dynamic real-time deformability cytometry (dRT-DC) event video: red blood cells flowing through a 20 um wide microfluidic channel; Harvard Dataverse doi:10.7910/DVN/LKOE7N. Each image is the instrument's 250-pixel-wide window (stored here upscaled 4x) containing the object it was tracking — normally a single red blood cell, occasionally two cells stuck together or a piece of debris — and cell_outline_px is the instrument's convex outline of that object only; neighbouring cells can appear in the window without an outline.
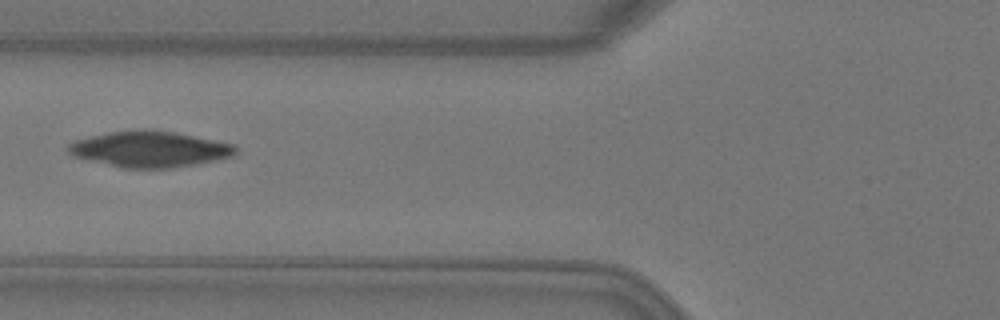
{"species": "Egyptian fruit bat (a non-hibernating species)", "species_latin": "Rousettus aegyptiacus", "temperature_condition": "warm", "stored_images_in_passage": 3, "camera_frame_rate_fps": 3000, "um_per_image_px": 0.085, "animal": {"sex": "female"}, "frame": {"image": 1, "passage_image": 2, "time_ms": 0.333, "image_size_px": [1000, 320], "cell_outline_px": [[236, 156], [196, 164], [172, 168], [124, 168], [72, 156], [68, 152], [68, 144], [76, 140], [108, 132], [144, 128], [156, 128], [236, 144]], "centroid_in_image_um": [12.77, 12.66], "position_along_channel_um": 113.0, "area_um2": 35.43}}
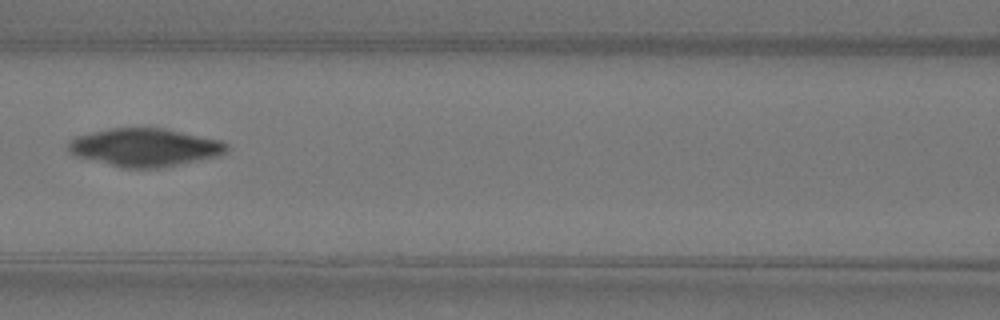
{"frame": {"image": 2, "passage_image": 3, "time_ms": 0.667, "image_size_px": [1000, 320], "cell_outline_px": [[228, 148], [220, 156], [160, 168], [124, 168], [76, 156], [68, 148], [68, 144], [76, 136], [92, 132], [112, 128], [164, 128], [224, 140], [228, 144]], "centroid_in_image_um": [12.38, 12.52], "position_along_channel_um": 154.2, "area_um2": 35.03}}